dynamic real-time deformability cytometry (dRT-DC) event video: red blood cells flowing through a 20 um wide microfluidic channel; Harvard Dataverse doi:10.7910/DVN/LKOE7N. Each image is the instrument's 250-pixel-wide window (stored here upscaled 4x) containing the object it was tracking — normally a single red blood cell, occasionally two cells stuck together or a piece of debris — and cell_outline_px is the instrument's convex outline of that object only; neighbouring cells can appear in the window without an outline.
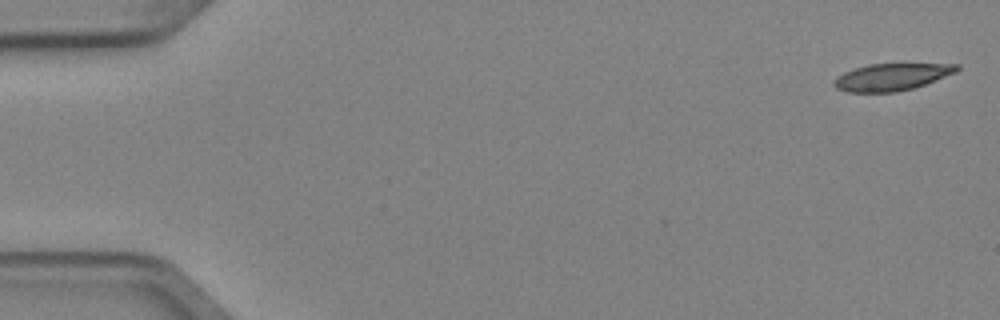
{"species": "Egyptian fruit bat (a non-hibernating species)", "species_latin": "Rousettus aegyptiacus", "temperature_condition": "cold", "stored_images_in_passage": 4, "camera_frame_rate_fps": 3000, "um_per_image_px": 0.085, "animal": {"sex": "female"}, "frame": {"image": 1, "passage_image": 1, "time_ms": 0.0, "image_size_px": [1000, 320], "cell_outline_px": [[960, 68], [956, 72], [924, 84], [912, 88], [896, 92], [848, 92], [836, 88], [832, 84], [832, 80], [836, 76], [844, 72], [868, 64], [904, 60], [960, 64]], "centroid_in_image_um": [75.85, 6.46], "position_along_channel_um": 9.2, "area_um2": 20.58}}
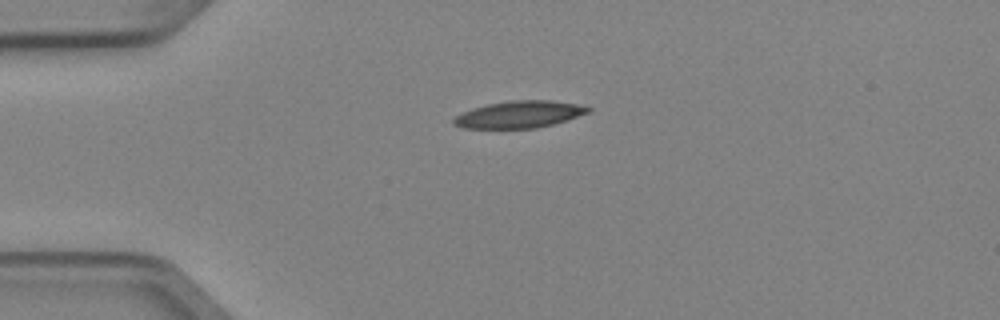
{"frame": {"image": 2, "passage_image": 4, "time_ms": 1.0, "image_size_px": [1000, 320], "cell_outline_px": [[592, 108], [588, 112], [568, 120], [536, 128], [460, 128], [452, 124], [452, 120], [456, 116], [472, 108], [488, 104], [508, 100], [552, 100], [580, 104]], "centroid_in_image_um": [44.14, 9.72], "position_along_channel_um": 40.9, "area_um2": 21.21}}